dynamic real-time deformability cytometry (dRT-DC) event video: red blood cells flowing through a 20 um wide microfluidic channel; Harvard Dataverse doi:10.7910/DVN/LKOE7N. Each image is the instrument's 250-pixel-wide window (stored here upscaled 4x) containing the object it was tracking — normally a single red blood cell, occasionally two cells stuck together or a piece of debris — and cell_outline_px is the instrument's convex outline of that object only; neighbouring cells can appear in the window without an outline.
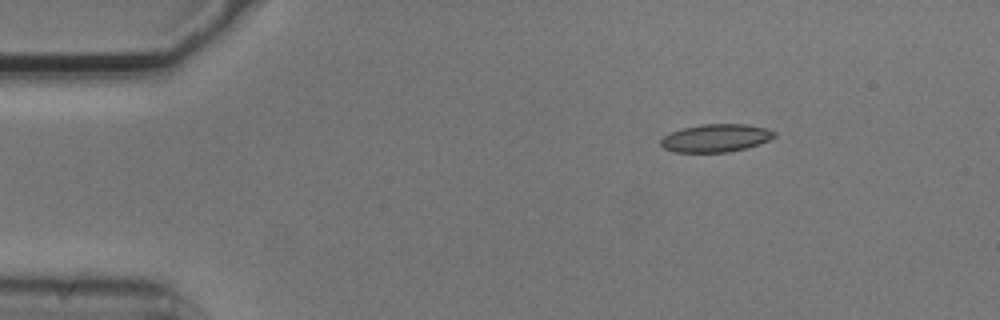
{"species": "common noctule bat (a hibernating species)", "species_latin": "Nyctalus noctula", "temperature_condition": "cold", "stored_images_in_passage": 4, "camera_frame_rate_fps": 3000, "um_per_image_px": 0.085, "animal": {"sex": "male", "body_mass_g": 20.5, "forearm_length_mm": 52.5}, "frame": {"image": 1, "passage_image": 1, "time_ms": 0.0, "image_size_px": [1000, 320], "cell_outline_px": [[776, 136], [768, 140], [748, 148], [728, 152], [676, 152], [664, 148], [660, 144], [660, 140], [664, 136], [672, 132], [684, 128], [700, 124], [748, 124], [764, 128], [776, 132]], "centroid_in_image_um": [60.86, 11.73], "position_along_channel_um": 24.1, "area_um2": 18.38}}
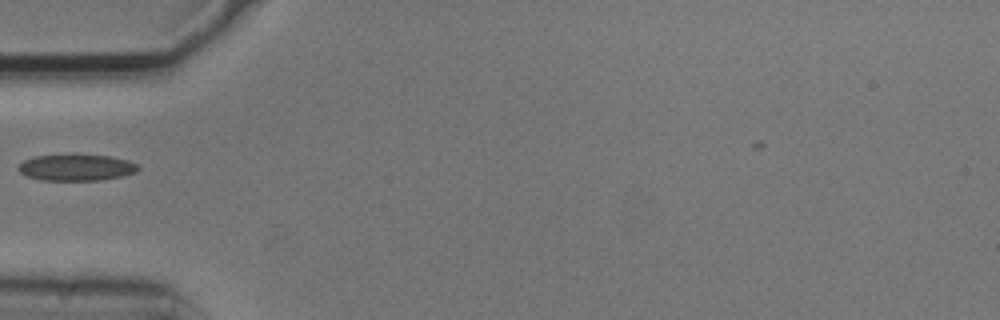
{"frame": {"image": 2, "passage_image": 3, "time_ms": 0.667, "image_size_px": [1000, 320], "cell_outline_px": [[140, 168], [136, 172], [124, 176], [100, 180], [40, 180], [24, 176], [16, 168], [24, 160], [36, 156], [72, 152], [112, 156], [128, 160], [136, 164]], "centroid_in_image_um": [6.47, 14.2], "position_along_channel_um": 78.5, "area_um2": 19.25}}